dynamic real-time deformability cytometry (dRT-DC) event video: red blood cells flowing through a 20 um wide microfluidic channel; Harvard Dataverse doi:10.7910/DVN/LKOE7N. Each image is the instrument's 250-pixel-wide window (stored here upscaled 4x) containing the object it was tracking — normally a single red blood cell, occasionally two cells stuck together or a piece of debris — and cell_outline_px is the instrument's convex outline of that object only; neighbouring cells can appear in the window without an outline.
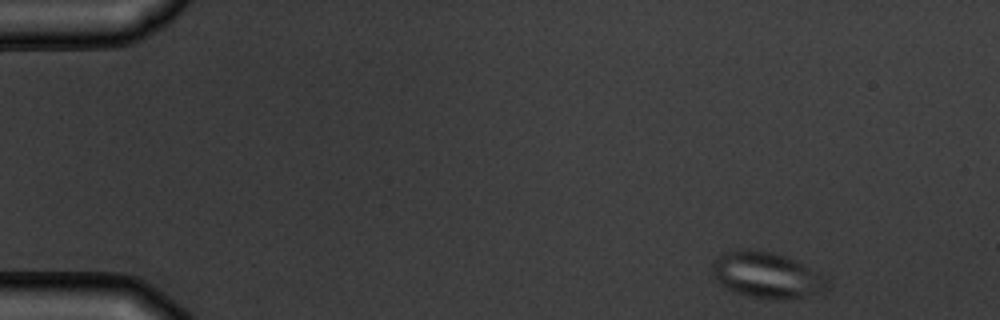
{"species": "common noctule bat (a hibernating species)", "species_latin": "Nyctalus noctula", "temperature_condition": "warm", "stored_images_in_passage": 5, "camera_frame_rate_fps": 3000, "um_per_image_px": 0.085, "animal": {"sex": "male", "body_mass_g": 19.5, "forearm_length_mm": 54.6}, "frame": {"image": 1, "passage_image": 1, "time_ms": 0.0, "image_size_px": [1000, 320], "cell_outline_px": [[828, 288], [824, 296], [780, 300], [752, 296], [732, 292], [724, 288], [716, 280], [712, 272], [712, 264], [720, 252], [736, 248], [748, 248], [772, 252], [788, 256], [824, 276], [828, 280]], "centroid_in_image_um": [65.19, 23.39], "position_along_channel_um": 19.8, "area_um2": 31.85}}